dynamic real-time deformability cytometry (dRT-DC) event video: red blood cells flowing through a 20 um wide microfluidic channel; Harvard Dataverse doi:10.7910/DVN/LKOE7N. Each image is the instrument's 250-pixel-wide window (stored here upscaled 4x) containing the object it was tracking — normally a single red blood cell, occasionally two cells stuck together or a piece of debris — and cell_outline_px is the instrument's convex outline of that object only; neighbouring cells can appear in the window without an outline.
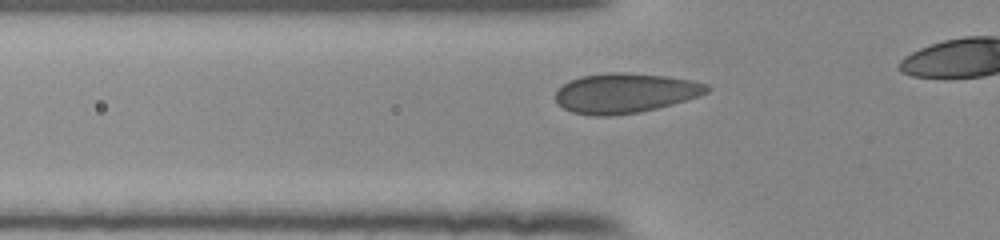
{"species": "human", "species_latin": "Homo sapiens", "temperature_condition": "room temperature", "stored_images_in_passage": 11, "camera_frame_rate_fps": 3000, "um_per_image_px": 0.085, "donor": {"sex": "female"}, "frame": {"image": 1, "passage_image": 5, "time_ms": 1.333, "image_size_px": [1000, 240], "cell_outline_px": [[712, 88], [708, 92], [672, 104], [640, 112], [612, 116], [592, 116], [572, 112], [564, 108], [556, 100], [556, 92], [564, 84], [580, 76], [612, 72], [624, 72], [668, 76], [692, 80], [708, 84]], "centroid_in_image_um": [53.15, 7.91], "position_along_channel_um": 72.6, "area_um2": 35.03}}
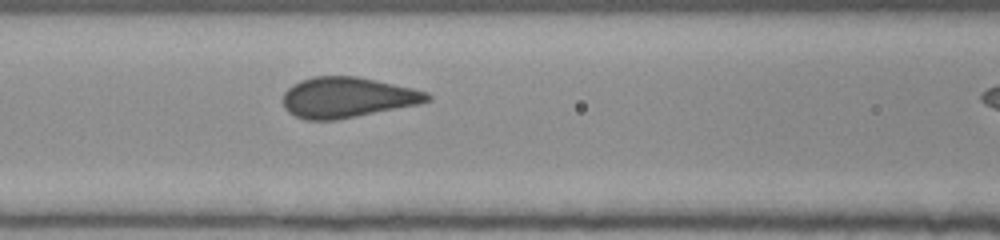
{"frame": {"image": 2, "passage_image": 10, "time_ms": 3.0, "image_size_px": [1000, 240], "cell_outline_px": [[432, 100], [420, 104], [336, 120], [304, 120], [288, 112], [284, 108], [284, 92], [292, 84], [300, 80], [312, 76], [356, 76], [376, 80], [412, 88], [428, 92], [432, 96]], "centroid_in_image_um": [29.52, 8.28], "position_along_channel_um": 137.1, "area_um2": 34.16}}